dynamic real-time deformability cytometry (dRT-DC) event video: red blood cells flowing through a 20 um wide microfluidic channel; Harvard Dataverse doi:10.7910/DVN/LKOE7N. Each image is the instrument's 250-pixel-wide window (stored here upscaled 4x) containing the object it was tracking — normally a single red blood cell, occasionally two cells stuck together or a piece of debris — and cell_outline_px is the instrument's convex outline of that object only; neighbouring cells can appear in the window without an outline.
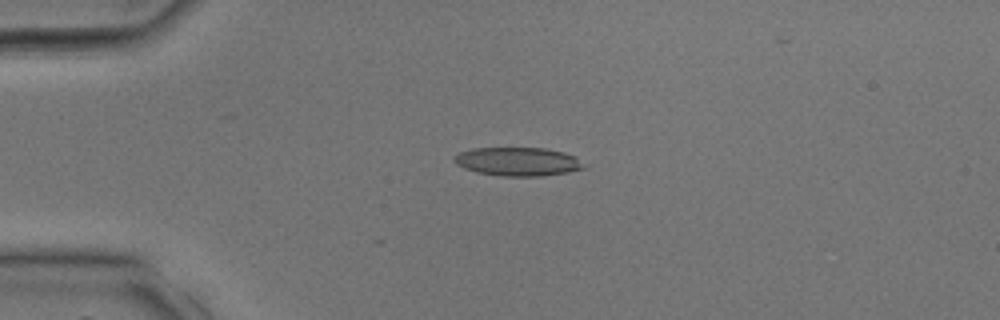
{"species": "common noctule bat (a hibernating species)", "species_latin": "Nyctalus noctula", "temperature_condition": "room temperature", "stored_images_in_passage": 28, "camera_frame_rate_fps": 3000, "um_per_image_px": 0.085, "animal": {"sex": "male", "body_mass_g": 17.9, "forearm_length_mm": 54.2}, "frame": {"image": 1, "passage_image": 1, "time_ms": 0.0, "image_size_px": [1000, 320], "cell_outline_px": [[588, 168], [568, 172], [544, 176], [500, 176], [476, 172], [464, 168], [456, 164], [452, 160], [452, 156], [460, 152], [472, 148], [544, 148], [564, 152], [576, 156]], "centroid_in_image_um": [44.02, 13.74], "position_along_channel_um": 41.0, "area_um2": 21.91}}
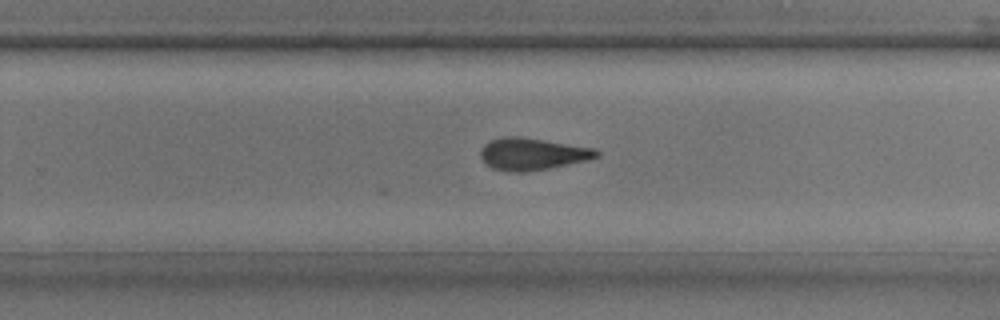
{"frame": {"image": 2, "passage_image": 15, "time_ms": 4.667, "image_size_px": [1000, 320], "cell_outline_px": [[600, 156], [588, 160], [548, 168], [524, 172], [512, 172], [492, 168], [484, 164], [480, 156], [480, 148], [488, 140], [504, 136], [516, 136], [544, 140], [596, 148], [600, 152]], "centroid_in_image_um": [45.22, 13.08], "position_along_channel_um": 284.6, "area_um2": 21.85}}
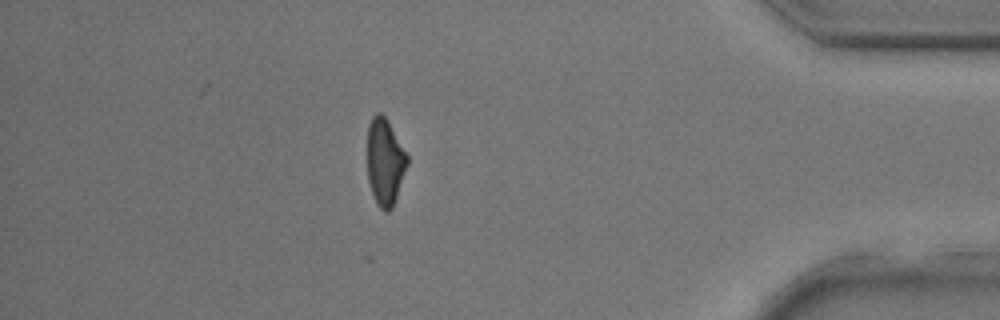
{"frame": {"image": 3, "passage_image": 23, "time_ms": 7.333, "image_size_px": [1000, 320], "cell_outline_px": [[408, 164], [392, 208], [388, 212], [384, 212], [376, 204], [368, 180], [368, 124], [372, 116], [376, 112], [380, 112], [388, 120], [408, 156]], "centroid_in_image_um": [32.72, 13.75], "position_along_channel_um": 402.5, "area_um2": 20.17}}